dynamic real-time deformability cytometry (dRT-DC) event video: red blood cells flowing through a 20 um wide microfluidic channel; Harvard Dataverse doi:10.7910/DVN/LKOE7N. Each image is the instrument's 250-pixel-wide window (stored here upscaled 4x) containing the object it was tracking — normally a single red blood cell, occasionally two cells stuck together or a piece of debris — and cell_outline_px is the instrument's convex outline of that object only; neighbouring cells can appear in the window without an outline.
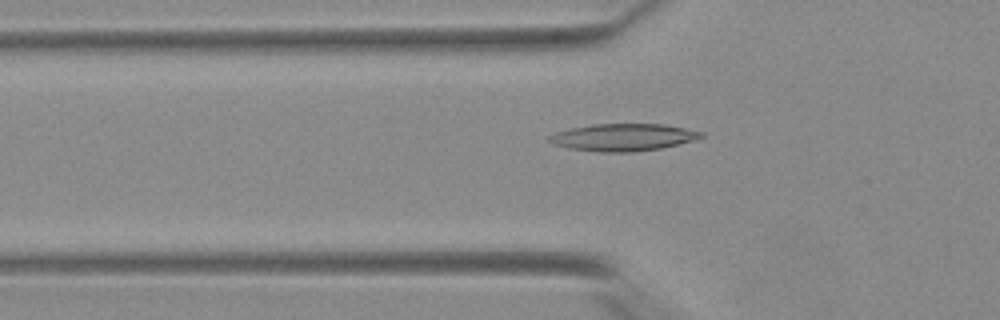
{"species": "Egyptian fruit bat (a non-hibernating species)", "species_latin": "Rousettus aegyptiacus", "temperature_condition": "warm", "stored_images_in_passage": 53, "camera_frame_rate_fps": 3000, "um_per_image_px": 0.085, "animal": {"sex": "female"}, "frame": {"image": 1, "passage_image": 19, "time_ms": 6.0, "image_size_px": [1000, 320], "cell_outline_px": [[704, 136], [696, 140], [660, 148], [632, 152], [600, 152], [568, 148], [556, 144], [548, 140], [548, 136], [556, 132], [572, 128], [592, 124], [664, 124], [704, 132]], "centroid_in_image_um": [53.0, 11.67], "position_along_channel_um": 72.8, "area_um2": 23.99}}
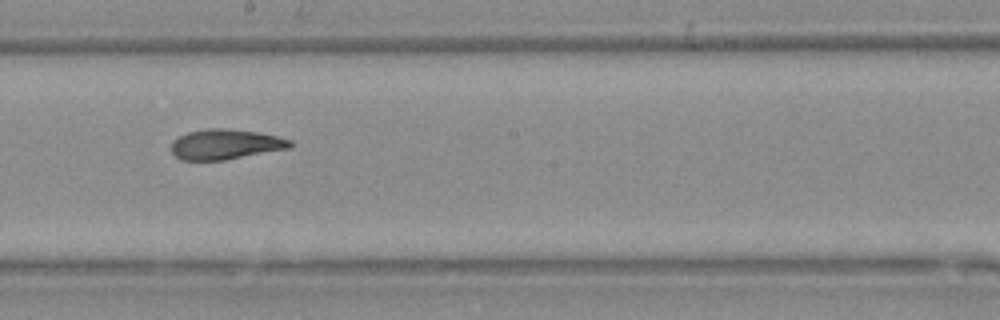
{"frame": {"image": 2, "passage_image": 31, "time_ms": 10.0, "image_size_px": [1000, 320], "cell_outline_px": [[292, 144], [288, 148], [224, 160], [180, 160], [172, 152], [172, 140], [188, 132], [204, 128], [228, 128], [260, 132], [292, 140]], "centroid_in_image_um": [19.14, 12.25], "position_along_channel_um": 229.1, "area_um2": 20.87}}
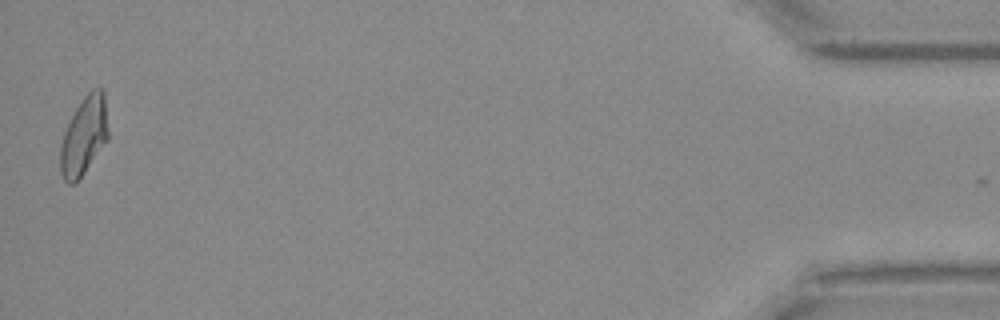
{"frame": {"image": 3, "passage_image": 53, "time_ms": 17.333, "image_size_px": [1000, 320], "cell_outline_px": [[108, 140], [84, 172], [72, 184], [68, 184], [64, 180], [60, 172], [60, 148], [64, 132], [76, 108], [84, 96], [92, 88], [100, 88], [104, 92], [108, 128]], "centroid_in_image_um": [7.14, 11.54], "position_along_channel_um": 428.1, "area_um2": 21.62}, "authors_computed_cell_mechanics": {"area_um2": 21.8484, "velocity_mm_per_s": 3.9045, "shape_relaxation_time_tau1_ms": 7.4097, "shape_relaxation_time_tau2_ms": 2.2302, "deformation_change_tau1": 0.2121, "deformation_change_tau2": 0.0899}}